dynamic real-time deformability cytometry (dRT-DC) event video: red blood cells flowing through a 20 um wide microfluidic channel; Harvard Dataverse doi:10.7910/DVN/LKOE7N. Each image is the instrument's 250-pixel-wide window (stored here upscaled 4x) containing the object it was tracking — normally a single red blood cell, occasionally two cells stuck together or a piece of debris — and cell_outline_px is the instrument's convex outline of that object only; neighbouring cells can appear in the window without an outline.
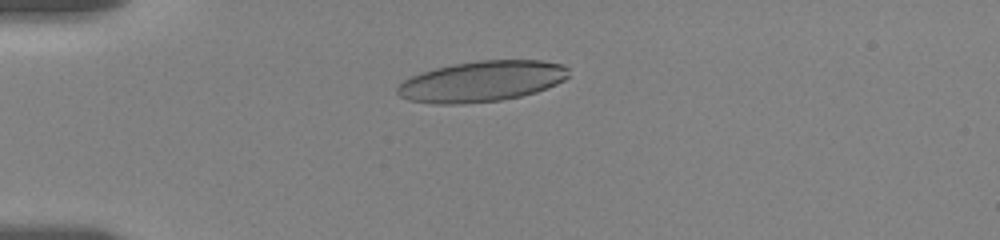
{"species": "human", "species_latin": "Homo sapiens", "temperature_condition": "room temperature", "stored_images_in_passage": 12, "camera_frame_rate_fps": 3000, "um_per_image_px": 0.085, "donor": {"sex": "female"}, "frame": {"image": 1, "passage_image": 6, "time_ms": 2.333, "image_size_px": [1000, 240], "cell_outline_px": [[568, 76], [564, 80], [548, 88], [536, 92], [520, 96], [500, 100], [460, 104], [432, 104], [408, 100], [400, 96], [396, 92], [396, 88], [404, 80], [412, 76], [436, 68], [456, 64], [480, 60], [540, 60], [564, 64], [568, 68]], "centroid_in_image_um": [40.96, 6.92], "position_along_channel_um": 44.0, "area_um2": 40.58}}
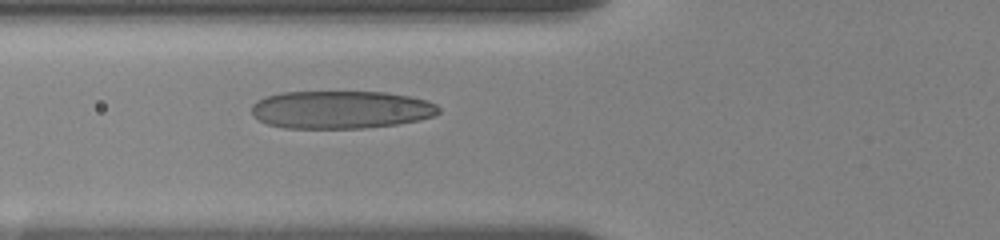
{"frame": {"image": 2, "passage_image": 12, "time_ms": 4.667, "image_size_px": [1000, 240], "cell_outline_px": [[440, 112], [436, 116], [420, 120], [396, 124], [360, 128], [284, 128], [268, 124], [252, 116], [252, 104], [256, 100], [280, 92], [384, 92], [408, 96], [428, 100], [436, 104], [440, 108]], "centroid_in_image_um": [28.99, 9.32], "position_along_channel_um": 96.8, "area_um2": 41.44}}